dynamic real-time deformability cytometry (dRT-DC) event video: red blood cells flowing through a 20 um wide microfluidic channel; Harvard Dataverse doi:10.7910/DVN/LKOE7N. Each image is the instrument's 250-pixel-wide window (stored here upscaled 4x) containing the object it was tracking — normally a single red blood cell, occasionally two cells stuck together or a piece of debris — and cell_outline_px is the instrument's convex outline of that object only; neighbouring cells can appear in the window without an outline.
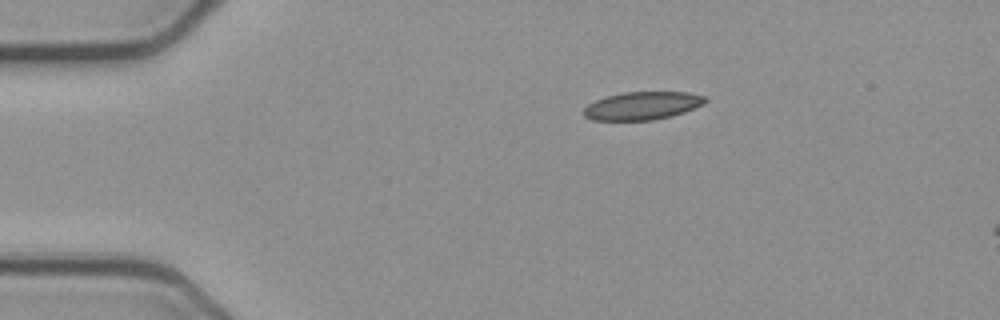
{"species": "common noctule bat (a hibernating species)", "species_latin": "Nyctalus noctula", "temperature_condition": "cold", "stored_images_in_passage": 7, "camera_frame_rate_fps": 3000, "um_per_image_px": 0.085, "animal": {"sex": "female", "body_mass_g": 21.9}, "frame": {"image": 1, "passage_image": 1, "time_ms": 0.0, "image_size_px": [1000, 320], "cell_outline_px": [[708, 100], [704, 104], [684, 112], [672, 116], [652, 120], [592, 120], [584, 116], [584, 108], [588, 104], [604, 96], [624, 92], [688, 92], [704, 96]], "centroid_in_image_um": [54.6, 8.98], "position_along_channel_um": 30.4, "area_um2": 19.88}}